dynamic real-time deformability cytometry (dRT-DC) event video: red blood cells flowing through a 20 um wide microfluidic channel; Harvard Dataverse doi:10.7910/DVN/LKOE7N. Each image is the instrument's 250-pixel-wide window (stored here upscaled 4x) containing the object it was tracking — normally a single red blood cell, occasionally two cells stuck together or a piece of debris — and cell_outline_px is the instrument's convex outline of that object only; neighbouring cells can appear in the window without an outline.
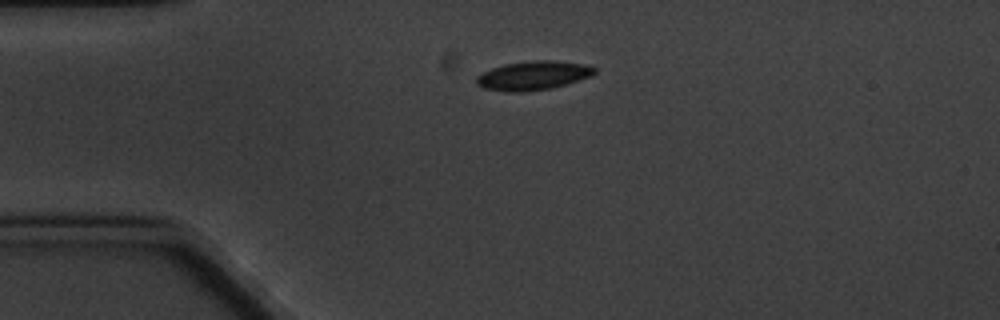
{"species": "common noctule bat (a hibernating species)", "species_latin": "Nyctalus noctula", "temperature_condition": "cold", "stored_images_in_passage": 2, "camera_frame_rate_fps": 3000, "um_per_image_px": 0.085, "animal": {"sex": "male", "body_mass_g": 20.1, "forearm_length_mm": 53.5}, "frame": {"image": 1, "passage_image": 1, "time_ms": 0.0, "image_size_px": [1000, 320], "cell_outline_px": [[596, 72], [592, 76], [568, 84], [552, 88], [520, 92], [508, 92], [484, 88], [476, 84], [476, 76], [492, 68], [504, 64], [532, 60], [552, 60], [580, 64], [596, 68]], "centroid_in_image_um": [45.31, 6.43], "position_along_channel_um": 39.7, "area_um2": 19.88}}